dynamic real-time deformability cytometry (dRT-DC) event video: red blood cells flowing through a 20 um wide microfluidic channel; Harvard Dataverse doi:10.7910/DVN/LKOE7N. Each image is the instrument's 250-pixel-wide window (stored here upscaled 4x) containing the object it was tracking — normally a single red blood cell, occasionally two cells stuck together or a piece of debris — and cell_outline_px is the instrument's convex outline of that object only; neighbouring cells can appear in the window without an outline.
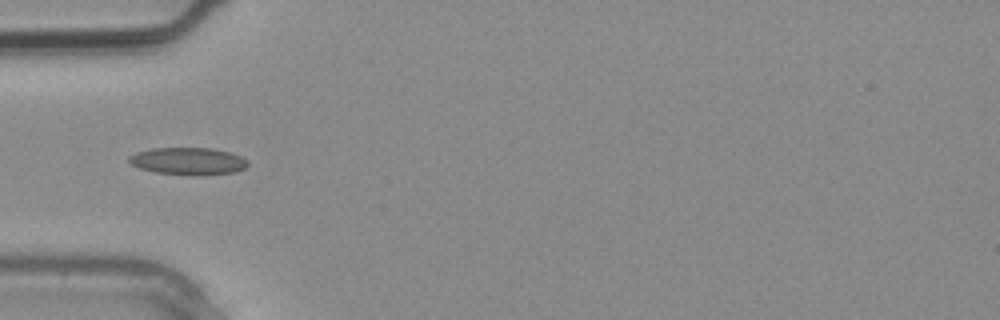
{"species": "common noctule bat (a hibernating species)", "species_latin": "Nyctalus noctula", "temperature_condition": "warm", "stored_images_in_passage": 3, "camera_frame_rate_fps": 3000, "um_per_image_px": 0.085, "animal": {"sex": "male", "body_mass_g": 20.4}, "frame": {"image": 1, "passage_image": 3, "time_ms": 0.667, "image_size_px": [1000, 320], "cell_outline_px": [[248, 164], [244, 168], [236, 172], [196, 176], [156, 172], [140, 168], [132, 164], [128, 160], [128, 156], [136, 152], [152, 148], [212, 148], [228, 152], [240, 156], [248, 160]], "centroid_in_image_um": [16.0, 13.7], "position_along_channel_um": 69.0, "area_um2": 18.9}}